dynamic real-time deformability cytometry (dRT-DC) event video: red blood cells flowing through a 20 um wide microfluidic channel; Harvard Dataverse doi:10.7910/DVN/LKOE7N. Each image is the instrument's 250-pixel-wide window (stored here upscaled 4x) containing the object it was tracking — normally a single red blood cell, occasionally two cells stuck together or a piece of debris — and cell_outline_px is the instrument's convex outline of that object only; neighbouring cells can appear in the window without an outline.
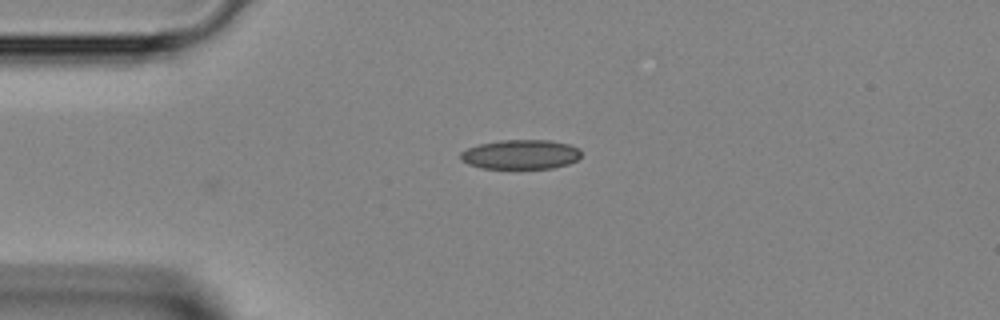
{"species": "Egyptian fruit bat (a non-hibernating species)", "species_latin": "Rousettus aegyptiacus", "temperature_condition": "room temperature", "stored_images_in_passage": 25, "camera_frame_rate_fps": 3000, "um_per_image_px": 0.085, "animal": {"sex": "female"}, "frame": {"image": 1, "passage_image": 1, "time_ms": 0.0, "image_size_px": [1000, 320], "cell_outline_px": [[580, 156], [576, 160], [568, 164], [552, 168], [480, 168], [468, 164], [460, 160], [460, 152], [468, 148], [480, 144], [500, 140], [548, 140], [568, 144], [580, 148]], "centroid_in_image_um": [44.24, 13.13], "position_along_channel_um": 40.8, "area_um2": 20.69}}
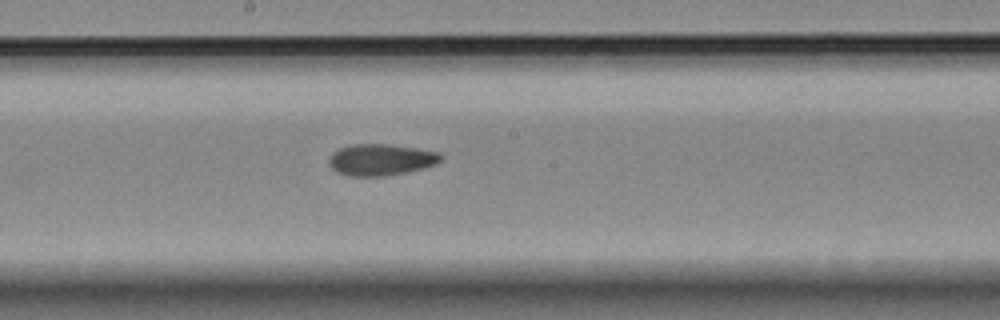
{"frame": {"image": 2, "passage_image": 14, "time_ms": 4.333, "image_size_px": [1000, 320], "cell_outline_px": [[440, 160], [436, 164], [408, 172], [384, 176], [348, 176], [336, 172], [328, 164], [328, 160], [332, 152], [340, 148], [352, 144], [392, 144], [440, 152]], "centroid_in_image_um": [32.34, 13.57], "position_along_channel_um": 215.9, "area_um2": 20.63}}
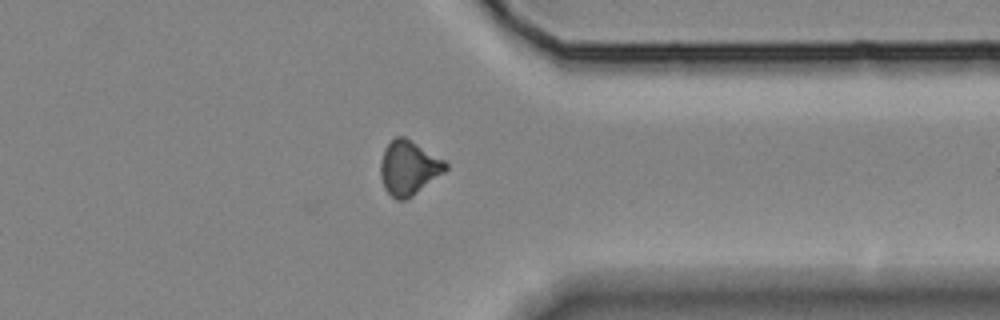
{"frame": {"image": 3, "passage_image": 25, "time_ms": 8.0, "image_size_px": [1000, 320], "cell_outline_px": [[448, 168], [444, 172], [412, 196], [404, 200], [396, 200], [384, 188], [380, 176], [380, 160], [384, 148], [396, 136], [404, 136], [444, 160], [448, 164]], "centroid_in_image_um": [34.71, 14.26], "position_along_channel_um": 376.7, "area_um2": 20.46}}